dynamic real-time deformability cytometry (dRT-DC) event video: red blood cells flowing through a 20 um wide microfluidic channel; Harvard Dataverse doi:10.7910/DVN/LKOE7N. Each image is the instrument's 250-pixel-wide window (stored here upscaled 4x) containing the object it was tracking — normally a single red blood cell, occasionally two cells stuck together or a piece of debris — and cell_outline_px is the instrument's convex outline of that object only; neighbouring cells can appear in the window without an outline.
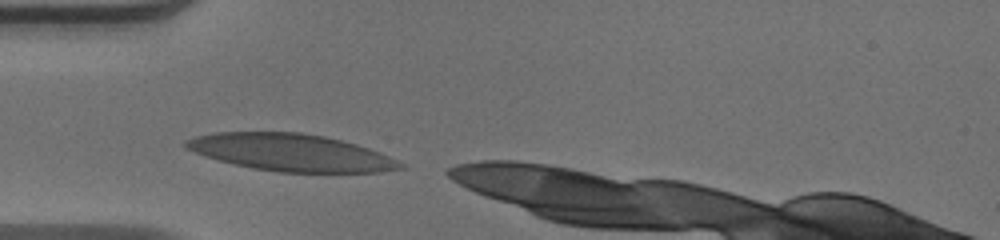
{"species": "human", "species_latin": "Homo sapiens", "temperature_condition": "warm", "stored_images_in_passage": 17, "camera_frame_rate_fps": 3000, "um_per_image_px": 0.085, "donor": {"sex": "male"}, "frame": {"image": 1, "passage_image": 1, "time_ms": 0.0, "image_size_px": [1000, 240], "cell_outline_px": [[404, 168], [380, 172], [280, 172], [252, 168], [204, 156], [188, 148], [184, 144], [184, 140], [196, 136], [212, 132], [300, 132], [324, 136], [356, 144], [380, 152], [404, 164]], "centroid_in_image_um": [24.73, 12.96], "position_along_channel_um": 60.3, "area_um2": 46.07}}
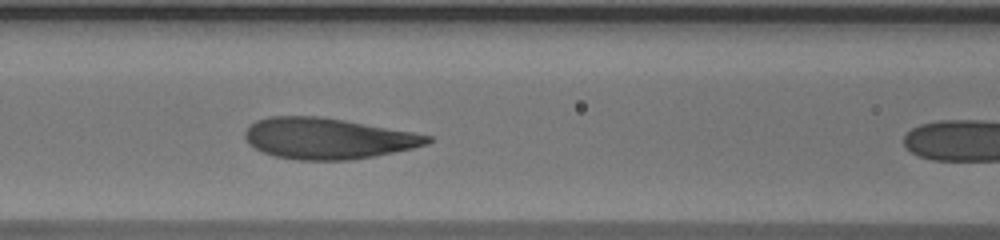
{"frame": {"image": 2, "passage_image": 7, "time_ms": 2.0, "image_size_px": [1000, 240], "cell_outline_px": [[432, 140], [428, 144], [412, 148], [352, 160], [296, 160], [276, 156], [264, 152], [248, 144], [244, 136], [244, 132], [256, 120], [268, 116], [320, 116], [344, 120], [412, 132], [432, 136]], "centroid_in_image_um": [27.83, 11.76], "position_along_channel_um": 138.8, "area_um2": 43.35}}
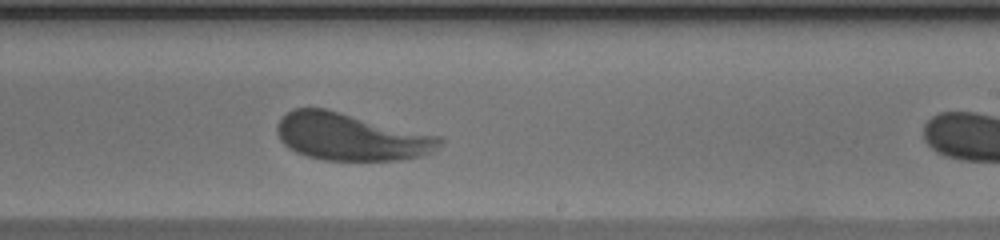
{"frame": {"image": 3, "passage_image": 16, "time_ms": 5.0, "image_size_px": [1000, 240], "cell_outline_px": [[444, 140], [432, 152], [420, 156], [400, 160], [324, 160], [308, 156], [296, 152], [288, 148], [280, 140], [276, 132], [276, 124], [292, 108], [324, 108], [440, 136]], "centroid_in_image_um": [29.8, 11.63], "position_along_channel_um": 259.2, "area_um2": 44.62}}